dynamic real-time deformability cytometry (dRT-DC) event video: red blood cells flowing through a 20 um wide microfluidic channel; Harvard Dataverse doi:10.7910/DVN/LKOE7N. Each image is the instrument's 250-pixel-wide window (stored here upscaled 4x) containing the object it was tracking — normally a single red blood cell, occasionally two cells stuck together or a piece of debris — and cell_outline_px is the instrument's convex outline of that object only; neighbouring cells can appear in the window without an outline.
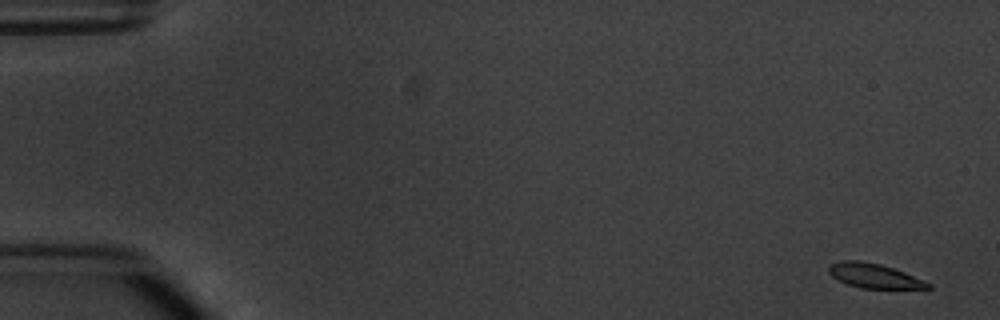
{"species": "common noctule bat (a hibernating species)", "species_latin": "Nyctalus noctula", "temperature_condition": "warm", "stored_images_in_passage": 6, "camera_frame_rate_fps": 3000, "um_per_image_px": 0.085, "animal": {"sex": "male", "body_mass_g": 20.1, "forearm_length_mm": 53.5}, "frame": {"image": 1, "passage_image": 1, "time_ms": 0.0, "image_size_px": [1000, 320], "cell_outline_px": [[932, 288], [928, 292], [860, 288], [848, 284], [832, 276], [828, 272], [828, 268], [832, 264], [840, 260], [856, 260], [880, 264], [904, 272], [924, 280], [932, 284]], "centroid_in_image_um": [74.5, 23.52], "position_along_channel_um": 10.5, "area_um2": 14.97}}